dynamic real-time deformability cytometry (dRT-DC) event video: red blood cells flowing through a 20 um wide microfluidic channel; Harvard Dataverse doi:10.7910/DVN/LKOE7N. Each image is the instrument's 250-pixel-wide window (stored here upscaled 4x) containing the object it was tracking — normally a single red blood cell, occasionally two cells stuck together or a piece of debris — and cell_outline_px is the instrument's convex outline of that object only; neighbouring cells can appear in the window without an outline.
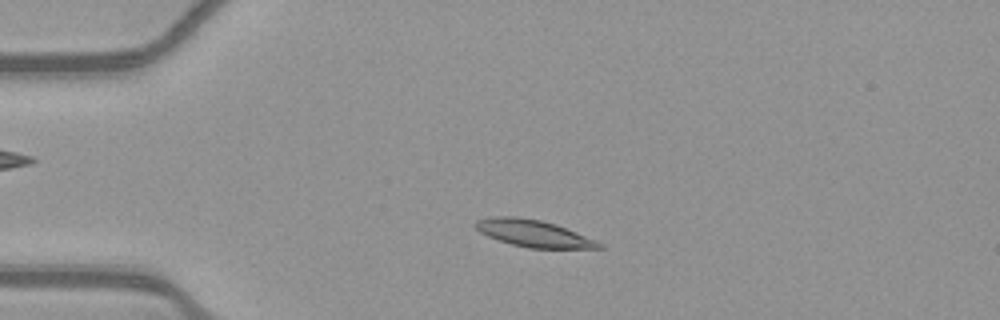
{"species": "common noctule bat (a hibernating species)", "species_latin": "Nyctalus noctula", "temperature_condition": "warm", "stored_images_in_passage": 44, "camera_frame_rate_fps": 3000, "um_per_image_px": 0.085, "animal": {"sex": "female", "body_mass_g": 21.9}, "frame": {"image": 1, "passage_image": 3, "time_ms": 0.667, "image_size_px": [1000, 320], "cell_outline_px": [[604, 248], [528, 248], [512, 244], [488, 236], [480, 232], [476, 228], [476, 220], [496, 216], [516, 216], [540, 220], [556, 224], [596, 240], [604, 244]], "centroid_in_image_um": [45.38, 19.84], "position_along_channel_um": 39.6, "area_um2": 19.19}}
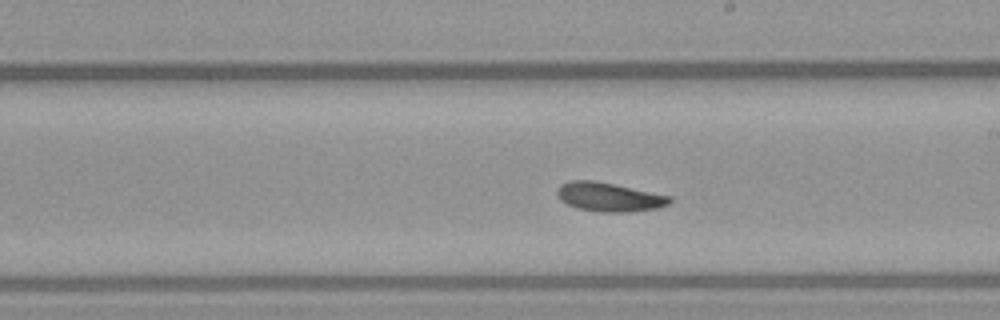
{"frame": {"image": 2, "passage_image": 21, "time_ms": 6.667, "image_size_px": [1000, 320], "cell_outline_px": [[672, 200], [668, 204], [656, 208], [628, 212], [600, 212], [576, 208], [560, 200], [556, 192], [556, 188], [560, 184], [572, 180], [592, 180], [672, 196]], "centroid_in_image_um": [51.74, 16.74], "position_along_channel_um": 237.3, "area_um2": 18.9}}
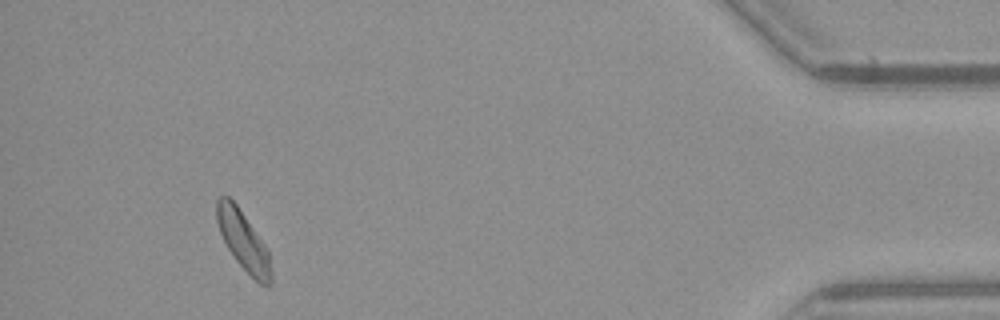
{"frame": {"image": 3, "passage_image": 40, "time_ms": 13.0, "image_size_px": [1000, 320], "cell_outline_px": [[272, 284], [260, 284], [236, 260], [228, 248], [220, 232], [216, 220], [216, 200], [220, 196], [228, 196], [236, 204], [268, 248], [272, 272]], "centroid_in_image_um": [20.69, 20.45], "position_along_channel_um": 414.5, "area_um2": 18.5}, "authors_computed_cell_mechanics": {"area_um2": 18.5538, "velocity_mm_per_s": 3.856, "shape_relaxation_time_tau1_ms": 4.5529, "shape_relaxation_time_tau2_ms": 2.5523, "deformation_change_tau1": 0.106, "deformation_change_tau2": 0.0854}}